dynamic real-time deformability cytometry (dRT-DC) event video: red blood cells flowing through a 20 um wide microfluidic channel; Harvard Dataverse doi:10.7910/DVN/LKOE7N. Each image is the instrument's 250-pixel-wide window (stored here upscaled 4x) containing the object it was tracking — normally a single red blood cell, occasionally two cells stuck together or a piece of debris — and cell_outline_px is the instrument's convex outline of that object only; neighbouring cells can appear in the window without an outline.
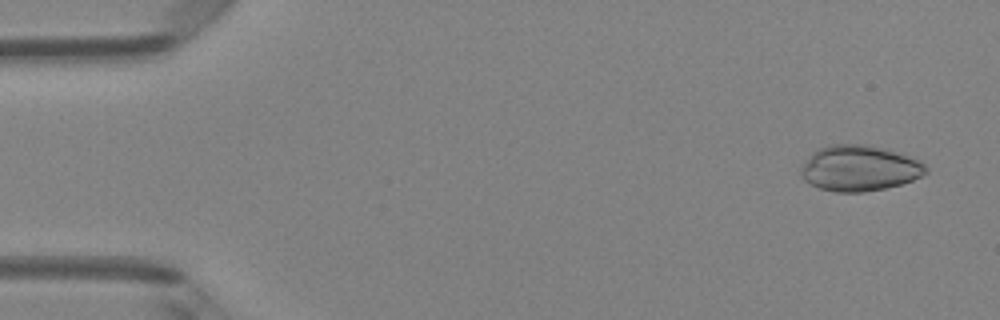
{"species": "Egyptian fruit bat (a non-hibernating species)", "species_latin": "Rousettus aegyptiacus", "temperature_condition": "room temperature", "stored_images_in_passage": 4, "camera_frame_rate_fps": 3000, "um_per_image_px": 0.085, "animal": {"sex": "female"}, "frame": {"image": 1, "passage_image": 1, "time_ms": 0.0, "image_size_px": [1000, 320], "cell_outline_px": [[928, 172], [912, 180], [900, 184], [884, 188], [864, 192], [836, 192], [820, 188], [804, 180], [800, 172], [800, 168], [808, 156], [812, 152], [828, 144], [868, 144], [900, 152], [912, 156], [920, 160], [928, 168]], "centroid_in_image_um": [73.06, 14.28], "position_along_channel_um": 11.9, "area_um2": 33.52}}